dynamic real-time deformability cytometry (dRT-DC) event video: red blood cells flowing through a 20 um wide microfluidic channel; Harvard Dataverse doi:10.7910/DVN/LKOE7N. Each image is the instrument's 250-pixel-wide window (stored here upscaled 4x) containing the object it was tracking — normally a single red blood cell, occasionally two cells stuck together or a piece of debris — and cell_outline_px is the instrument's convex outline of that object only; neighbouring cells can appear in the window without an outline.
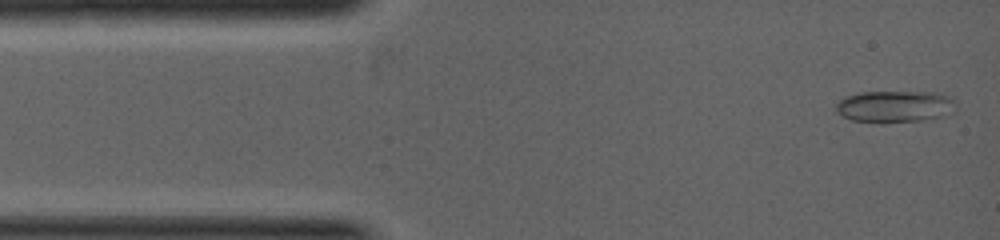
{"species": "common noctule bat (a hibernating species)", "species_latin": "Nyctalus noctula", "temperature_condition": "warm", "stored_images_in_passage": 9, "camera_frame_rate_fps": 5000, "um_per_image_px": 0.085, "animal": {"sex": "female", "body_mass_g": 19.0, "forearm_length_mm": 53.3}, "frame": {"image": 1, "passage_image": 1, "time_ms": 0.0, "image_size_px": [1000, 240], "cell_outline_px": [[952, 100], [940, 116], [920, 120], [852, 120], [836, 112], [836, 104], [844, 96], [860, 92], [936, 92]], "centroid_in_image_um": [75.86, 8.99], "position_along_channel_um": 9.1, "area_um2": 20.52}}
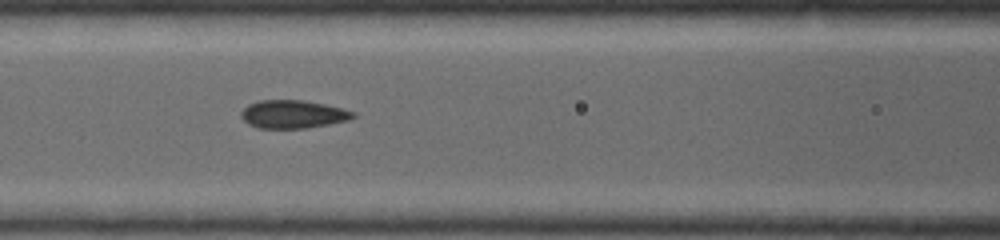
{"frame": {"image": 2, "passage_image": 7, "time_ms": 2.6, "image_size_px": [1000, 240], "cell_outline_px": [[356, 116], [348, 120], [328, 124], [304, 128], [260, 128], [248, 124], [240, 116], [240, 112], [248, 104], [260, 100], [304, 100], [324, 104], [356, 112]], "centroid_in_image_um": [24.88, 9.7], "position_along_channel_um": 141.7, "area_um2": 18.26}}
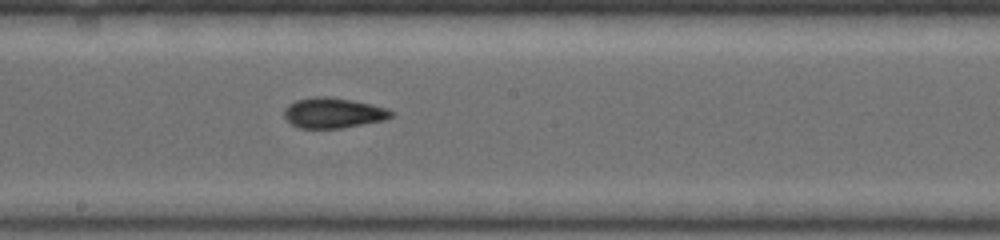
{"frame": {"image": 3, "passage_image": 9, "time_ms": 3.6, "image_size_px": [1000, 240], "cell_outline_px": [[396, 112], [392, 116], [384, 120], [340, 128], [300, 128], [292, 124], [284, 116], [284, 108], [288, 104], [296, 100], [312, 96], [328, 96], [352, 100], [372, 104], [388, 108]], "centroid_in_image_um": [28.33, 9.58], "position_along_channel_um": 219.9, "area_um2": 19.02}}